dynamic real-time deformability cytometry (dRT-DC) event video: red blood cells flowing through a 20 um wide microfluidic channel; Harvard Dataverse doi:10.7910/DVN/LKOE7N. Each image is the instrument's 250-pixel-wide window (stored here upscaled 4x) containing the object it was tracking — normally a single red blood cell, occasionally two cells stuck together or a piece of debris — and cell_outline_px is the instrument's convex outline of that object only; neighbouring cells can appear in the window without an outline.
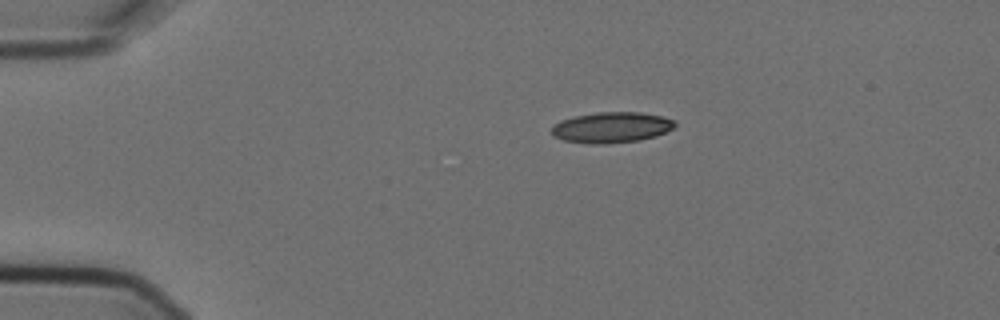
{"species": "Egyptian fruit bat (a non-hibernating species)", "species_latin": "Rousettus aegyptiacus", "temperature_condition": "cold", "stored_images_in_passage": 4, "camera_frame_rate_fps": 3000, "um_per_image_px": 0.085, "animal": {"sex": "female"}, "frame": {"image": 1, "passage_image": 1, "time_ms": 0.0, "image_size_px": [1000, 320], "cell_outline_px": [[676, 124], [672, 128], [656, 136], [640, 140], [608, 144], [588, 144], [564, 140], [552, 136], [552, 128], [560, 120], [576, 116], [596, 112], [640, 112], [660, 116], [676, 120]], "centroid_in_image_um": [51.97, 10.84], "position_along_channel_um": 33.0, "area_um2": 22.08}}
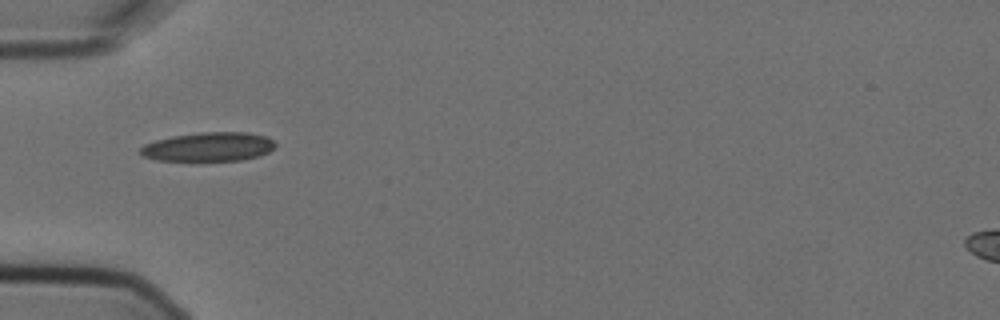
{"frame": {"image": 2, "passage_image": 3, "time_ms": 0.667, "image_size_px": [1000, 320], "cell_outline_px": [[276, 144], [268, 152], [260, 156], [244, 160], [156, 160], [140, 156], [140, 148], [144, 144], [156, 140], [172, 136], [200, 132], [248, 132], [268, 136]], "centroid_in_image_um": [17.73, 12.47], "position_along_channel_um": 67.3, "area_um2": 22.89}}
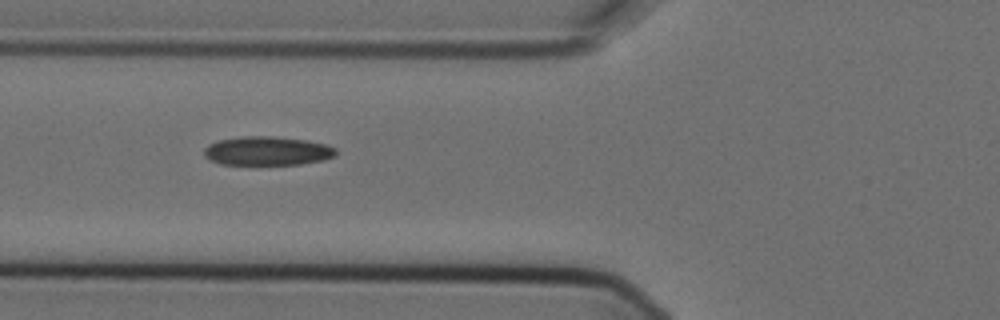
{"frame": {"image": 3, "passage_image": 4, "time_ms": 1.0, "image_size_px": [1000, 320], "cell_outline_px": [[336, 156], [324, 160], [300, 164], [220, 164], [208, 160], [204, 156], [204, 148], [208, 144], [216, 140], [244, 136], [272, 136], [308, 140], [328, 144], [336, 148]], "centroid_in_image_um": [22.72, 12.82], "position_along_channel_um": 103.1, "area_um2": 22.48}}